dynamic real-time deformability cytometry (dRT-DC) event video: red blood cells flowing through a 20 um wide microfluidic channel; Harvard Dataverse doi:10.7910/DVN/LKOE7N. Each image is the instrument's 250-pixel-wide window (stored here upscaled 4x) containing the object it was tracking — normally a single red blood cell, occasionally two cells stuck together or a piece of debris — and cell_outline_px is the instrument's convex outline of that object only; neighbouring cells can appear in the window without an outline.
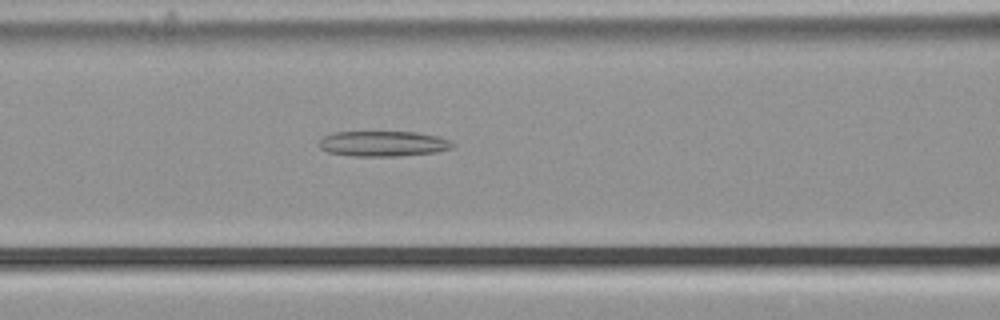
{"species": "common noctule bat (a hibernating species)", "species_latin": "Nyctalus noctula", "temperature_condition": "cold", "stored_images_in_passage": 33, "camera_frame_rate_fps": 3000, "um_per_image_px": 0.085, "animal": {"sex": "male", "body_mass_g": 21.5, "forearm_length_mm": 52.0}, "frame": {"image": 1, "passage_image": 6, "time_ms": 1.667, "image_size_px": [1000, 320], "cell_outline_px": [[456, 144], [452, 148], [436, 152], [400, 156], [352, 156], [328, 152], [320, 148], [320, 140], [324, 136], [332, 132], [416, 132], [440, 136]], "centroid_in_image_um": [32.59, 12.21], "position_along_channel_um": 134.0, "area_um2": 19.83}}
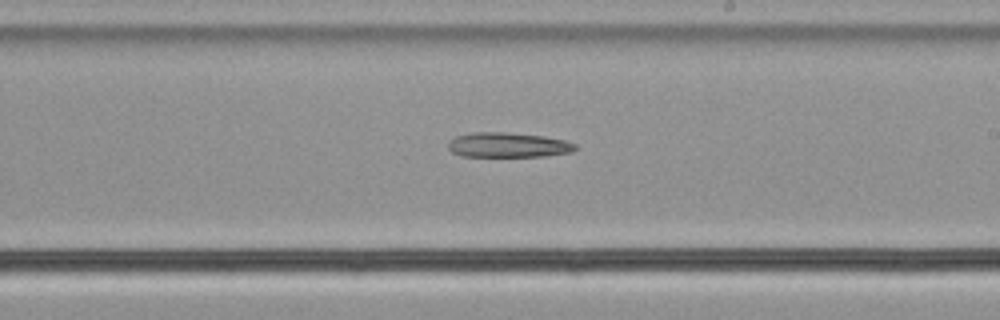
{"frame": {"image": 2, "passage_image": 15, "time_ms": 4.667, "image_size_px": [1000, 320], "cell_outline_px": [[576, 148], [572, 152], [544, 156], [460, 156], [452, 152], [448, 148], [448, 140], [456, 136], [472, 132], [504, 132], [544, 136], [564, 140], [576, 144]], "centroid_in_image_um": [43.15, 12.32], "position_along_channel_um": 245.8, "area_um2": 18.44}}
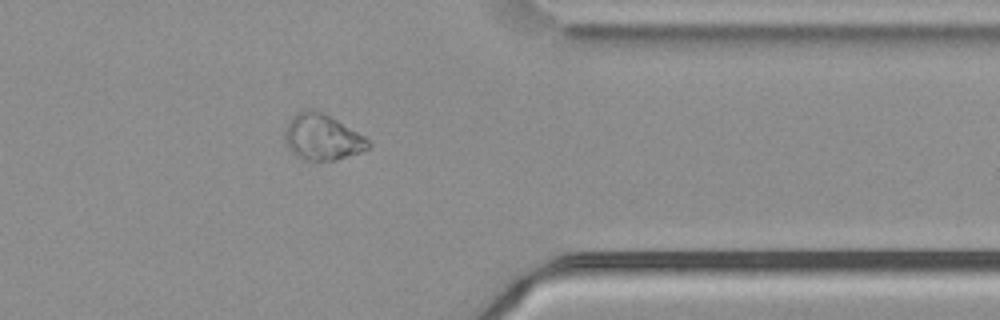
{"frame": {"image": 3, "passage_image": 27, "time_ms": 8.667, "image_size_px": [1000, 320], "cell_outline_px": [[372, 144], [368, 148], [360, 152], [336, 160], [300, 160], [284, 144], [284, 132], [288, 120], [292, 116], [308, 108], [312, 108], [336, 120], [364, 136]], "centroid_in_image_um": [27.34, 11.67], "position_along_channel_um": 384.1, "area_um2": 22.25}}